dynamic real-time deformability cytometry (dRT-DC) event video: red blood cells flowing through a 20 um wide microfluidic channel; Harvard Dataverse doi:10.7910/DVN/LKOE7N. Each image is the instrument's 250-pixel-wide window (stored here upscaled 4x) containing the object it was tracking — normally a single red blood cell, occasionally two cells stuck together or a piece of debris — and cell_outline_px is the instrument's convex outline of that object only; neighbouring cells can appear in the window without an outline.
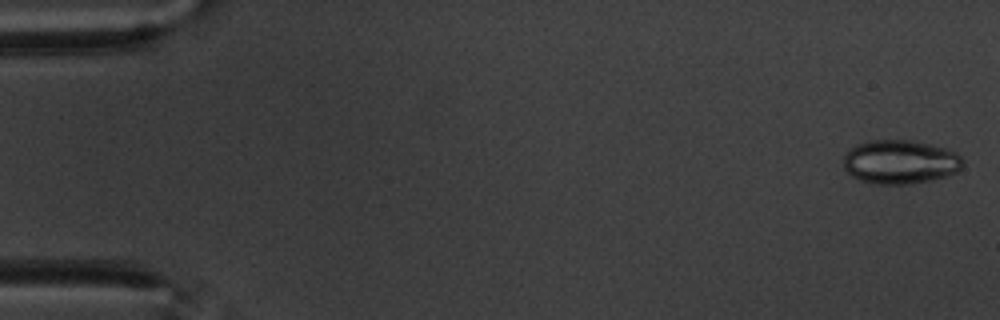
{"species": "common noctule bat (a hibernating species)", "species_latin": "Nyctalus noctula", "temperature_condition": "warm", "stored_images_in_passage": 58, "camera_frame_rate_fps": 3000, "um_per_image_px": 0.085, "animal": {"sex": "male", "body_mass_g": 20.1, "forearm_length_mm": 53.5}, "frame": {"image": 1, "passage_image": 2, "time_ms": 0.333, "image_size_px": [1000, 320], "cell_outline_px": [[964, 164], [956, 172], [948, 176], [912, 184], [876, 184], [860, 180], [852, 176], [844, 168], [844, 156], [856, 144], [872, 140], [912, 140], [944, 148], [956, 152], [964, 160]], "centroid_in_image_um": [76.53, 13.77], "position_along_channel_um": 8.5, "area_um2": 30.52}}
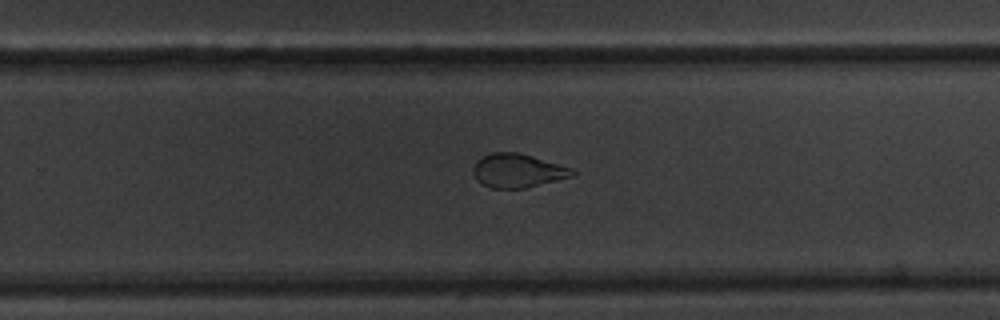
{"frame": {"image": 2, "passage_image": 38, "time_ms": 12.333, "image_size_px": [1000, 320], "cell_outline_px": [[576, 176], [524, 188], [492, 188], [476, 180], [472, 172], [472, 168], [476, 160], [492, 152], [516, 152], [532, 156], [572, 168], [576, 172]], "centroid_in_image_um": [44.0, 14.51], "position_along_channel_um": 285.8, "area_um2": 19.54}}
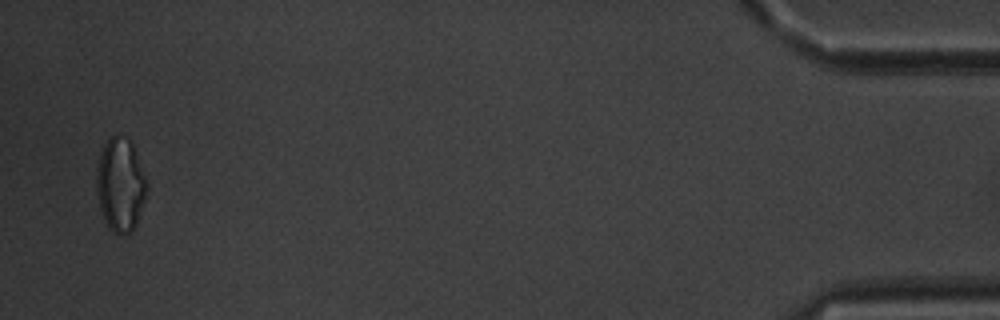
{"frame": {"image": 3, "passage_image": 57, "time_ms": 18.667, "image_size_px": [1000, 320], "cell_outline_px": [[144, 200], [136, 224], [132, 232], [124, 236], [120, 236], [112, 232], [108, 228], [104, 220], [100, 208], [96, 192], [96, 168], [100, 152], [104, 144], [116, 132], [128, 140], [132, 144], [144, 176]], "centroid_in_image_um": [10.17, 15.74], "position_along_channel_um": 425.0, "area_um2": 27.17}, "authors_computed_cell_mechanics": {"area_um2": 24.1026, "velocity_mm_per_s": 3.4992, "shape_relaxation_time_tau1_ms": null, "shape_relaxation_time_tau2_ms": 1.073, "deformation_change_tau1": null, "deformation_change_tau2": 0.0792}}